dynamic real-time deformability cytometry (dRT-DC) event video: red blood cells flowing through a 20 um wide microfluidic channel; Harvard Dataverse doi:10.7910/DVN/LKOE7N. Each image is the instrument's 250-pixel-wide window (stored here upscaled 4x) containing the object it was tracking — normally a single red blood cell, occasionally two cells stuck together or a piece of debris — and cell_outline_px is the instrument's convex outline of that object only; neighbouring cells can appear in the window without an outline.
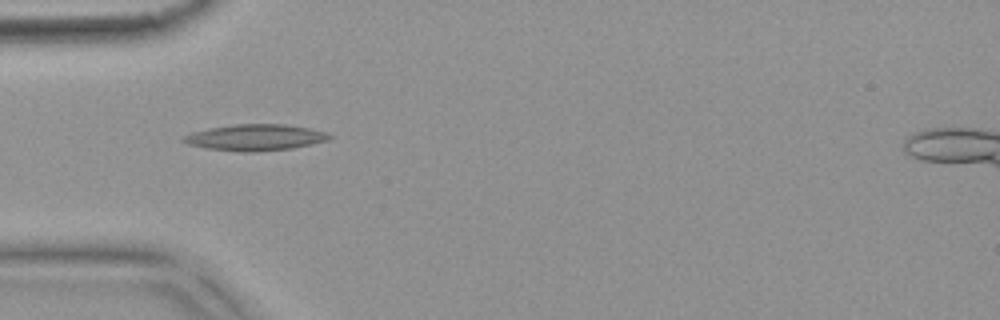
{"species": "common noctule bat (a hibernating species)", "species_latin": "Nyctalus noctula", "temperature_condition": "warm", "stored_images_in_passage": 5, "camera_frame_rate_fps": 3000, "um_per_image_px": 0.085, "animal": {"sex": "female", "body_mass_g": 18.4}, "frame": {"image": 1, "passage_image": 1, "time_ms": 0.0, "image_size_px": [1000, 320], "cell_outline_px": [[332, 136], [328, 140], [312, 144], [292, 148], [252, 152], [244, 152], [208, 148], [188, 144], [180, 140], [184, 136], [192, 132], [208, 128], [236, 124], [284, 124], [308, 128], [328, 132]], "centroid_in_image_um": [21.71, 11.68], "position_along_channel_um": 63.3, "area_um2": 22.2}}
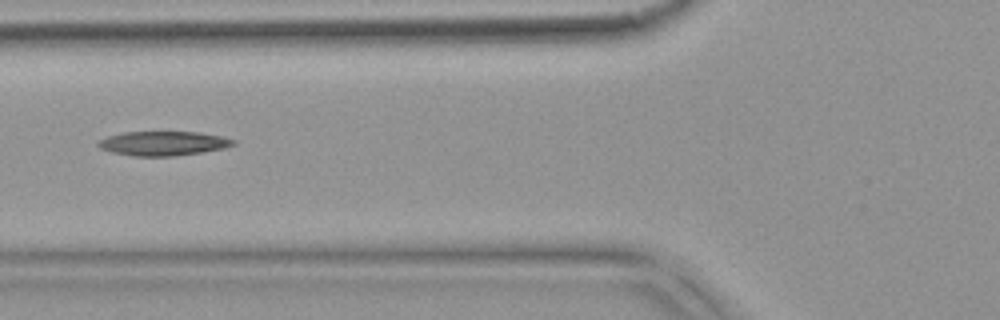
{"frame": {"image": 2, "passage_image": 2, "time_ms": 0.333, "image_size_px": [1000, 320], "cell_outline_px": [[236, 144], [224, 148], [200, 152], [172, 156], [136, 156], [112, 152], [100, 148], [96, 144], [96, 140], [108, 136], [124, 132], [200, 132], [220, 136], [236, 140]], "centroid_in_image_um": [13.85, 12.18], "position_along_channel_um": 112.0, "area_um2": 19.07}}
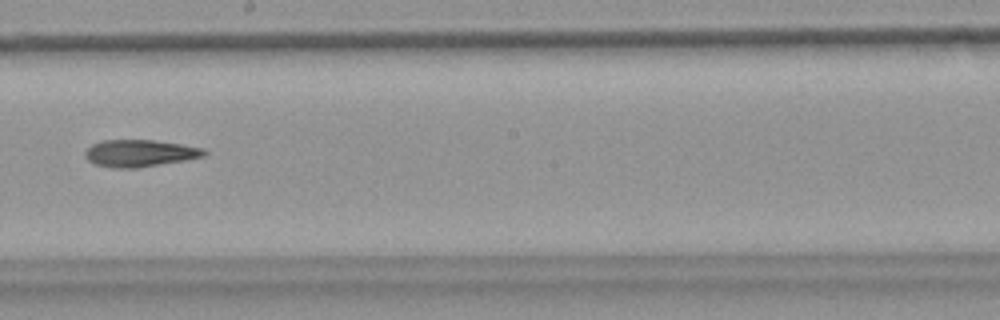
{"frame": {"image": 3, "passage_image": 5, "time_ms": 1.333, "image_size_px": [1000, 320], "cell_outline_px": [[208, 152], [204, 156], [184, 160], [136, 168], [112, 168], [92, 164], [84, 156], [84, 152], [92, 144], [100, 140], [152, 140], [180, 144], [204, 148]], "centroid_in_image_um": [11.83, 13.02], "position_along_channel_um": 236.4, "area_um2": 18.79}}